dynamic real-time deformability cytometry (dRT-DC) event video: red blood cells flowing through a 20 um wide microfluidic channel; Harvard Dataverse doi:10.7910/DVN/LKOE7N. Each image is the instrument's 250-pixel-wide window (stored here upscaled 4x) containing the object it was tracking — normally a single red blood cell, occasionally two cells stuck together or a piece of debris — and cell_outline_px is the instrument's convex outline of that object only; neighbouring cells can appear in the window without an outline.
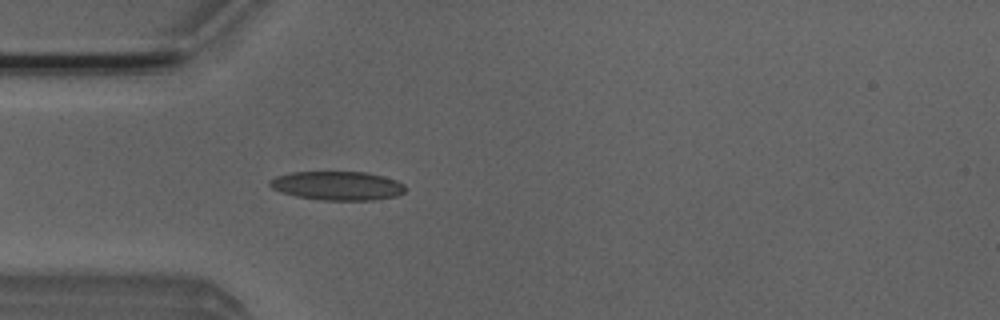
{"species": "Egyptian fruit bat (a non-hibernating species)", "species_latin": "Rousettus aegyptiacus", "temperature_condition": "room temperature", "stored_images_in_passage": 8, "camera_frame_rate_fps": 3000, "um_per_image_px": 0.085, "animal": {"sex": "male"}, "frame": {"image": 1, "passage_image": 5, "time_ms": 1.333, "image_size_px": [1000, 320], "cell_outline_px": [[404, 192], [396, 196], [372, 200], [320, 200], [296, 196], [272, 188], [268, 184], [268, 180], [276, 176], [292, 172], [364, 172], [384, 176], [396, 180], [404, 184]], "centroid_in_image_um": [28.67, 15.78], "position_along_channel_um": 56.3, "area_um2": 22.72}}